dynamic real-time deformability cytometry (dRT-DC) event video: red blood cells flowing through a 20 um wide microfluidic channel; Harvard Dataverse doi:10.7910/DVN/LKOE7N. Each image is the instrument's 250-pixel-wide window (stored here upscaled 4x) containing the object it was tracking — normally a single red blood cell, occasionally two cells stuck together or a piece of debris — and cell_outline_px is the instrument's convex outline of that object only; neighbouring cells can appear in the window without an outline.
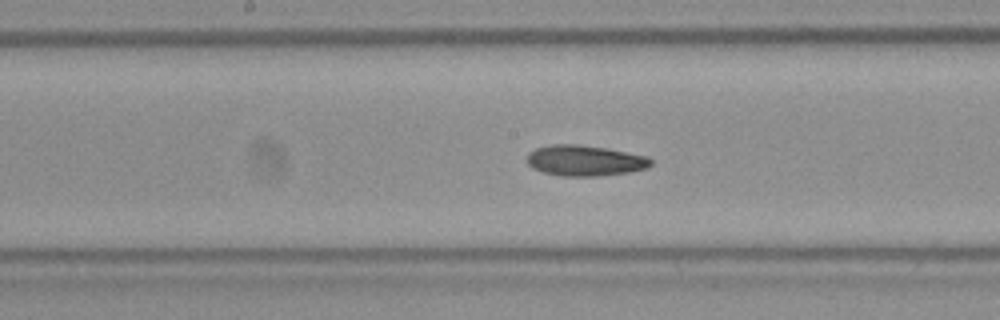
{"species": "Egyptian fruit bat (a non-hibernating species)", "species_latin": "Rousettus aegyptiacus", "temperature_condition": "room temperature", "stored_images_in_passage": 40, "camera_frame_rate_fps": 3000, "um_per_image_px": 0.085, "frame": {"image": 1, "passage_image": 14, "time_ms": 4.333, "image_size_px": [1000, 320], "cell_outline_px": [[652, 164], [648, 168], [628, 172], [596, 176], [560, 176], [544, 172], [532, 168], [524, 160], [528, 152], [536, 148], [552, 144], [580, 144], [608, 148], [648, 156], [652, 160]], "centroid_in_image_um": [49.69, 13.64], "position_along_channel_um": 198.5, "area_um2": 22.48}}
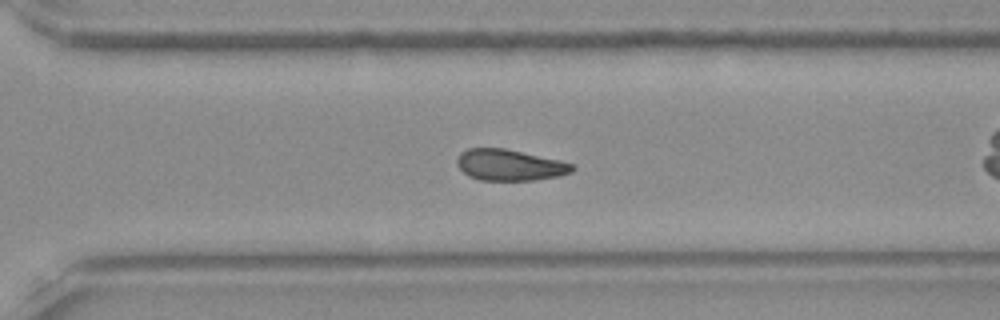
{"frame": {"image": 2, "passage_image": 24, "time_ms": 7.667, "image_size_px": [1000, 320], "cell_outline_px": [[576, 168], [572, 172], [560, 176], [536, 180], [480, 180], [468, 176], [456, 164], [456, 160], [460, 152], [468, 148], [504, 148], [560, 160], [572, 164]], "centroid_in_image_um": [43.32, 14.03], "position_along_channel_um": 327.3, "area_um2": 21.04}}
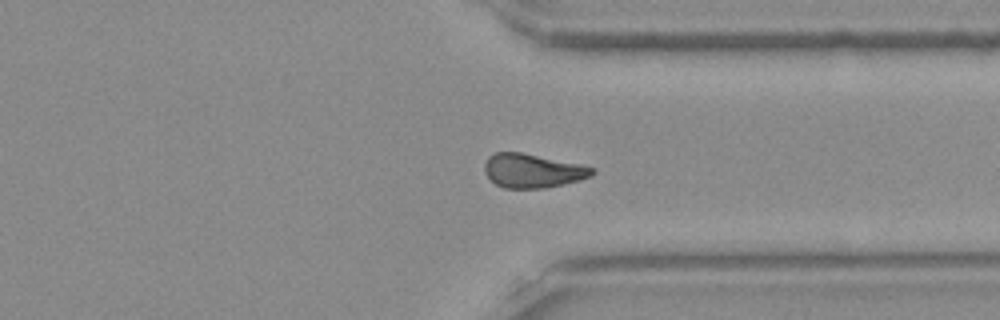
{"frame": {"image": 3, "passage_image": 27, "time_ms": 8.667, "image_size_px": [1000, 320], "cell_outline_px": [[596, 172], [592, 176], [580, 180], [564, 184], [544, 188], [504, 188], [496, 184], [484, 172], [484, 164], [488, 156], [496, 152], [520, 152], [580, 164], [596, 168]], "centroid_in_image_um": [45.29, 14.51], "position_along_channel_um": 366.1, "area_um2": 21.33}, "authors_computed_cell_mechanics": {"area_um2": 21.3282, "velocity_mm_per_s": 3.868, "shape_relaxation_time_tau1_ms": 5.8746, "shape_relaxation_time_tau2_ms": 4.0353, "deformation_change_tau1": null, "deformation_change_tau2": 0.1047}}